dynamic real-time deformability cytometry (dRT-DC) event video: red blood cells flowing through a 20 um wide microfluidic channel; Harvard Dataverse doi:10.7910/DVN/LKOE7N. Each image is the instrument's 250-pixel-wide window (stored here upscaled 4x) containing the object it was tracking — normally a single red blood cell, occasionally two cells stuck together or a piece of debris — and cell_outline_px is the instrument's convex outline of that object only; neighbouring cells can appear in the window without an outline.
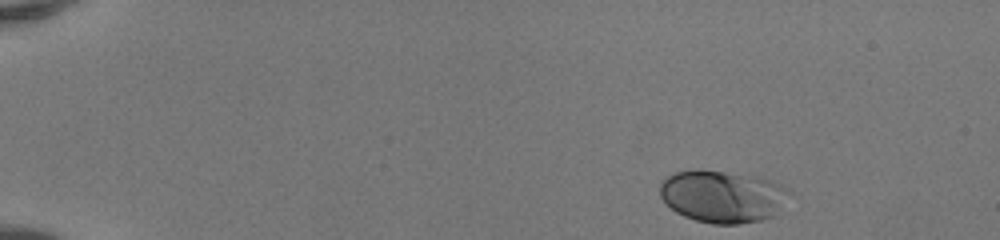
{"species": "human", "species_latin": "Homo sapiens", "temperature_condition": "room temperature", "stored_images_in_passage": 45, "camera_frame_rate_fps": 3000, "um_per_image_px": 0.085, "donor": {"sex": "female"}, "frame": {"image": 1, "passage_image": 1, "time_ms": 0.0, "image_size_px": [1000, 240], "cell_outline_px": [[764, 216], [756, 220], [736, 224], [716, 224], [696, 220], [676, 212], [660, 196], [660, 188], [664, 180], [668, 176], [676, 172], [720, 172], [728, 176]], "centroid_in_image_um": [60.2, 16.84], "position_along_channel_um": 24.8, "area_um2": 27.69}}
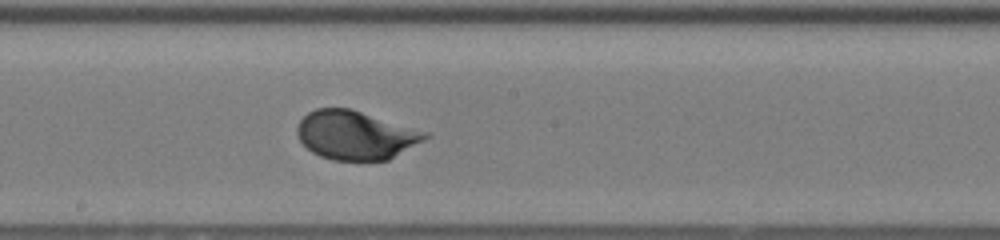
{"frame": {"image": 2, "passage_image": 24, "time_ms": 7.667, "image_size_px": [1000, 240], "cell_outline_px": [[428, 136], [388, 160], [336, 160], [320, 156], [312, 152], [300, 140], [296, 128], [300, 120], [308, 112], [316, 108], [348, 108], [360, 112]], "centroid_in_image_um": [30.04, 11.51], "position_along_channel_um": 218.2, "area_um2": 34.51}}
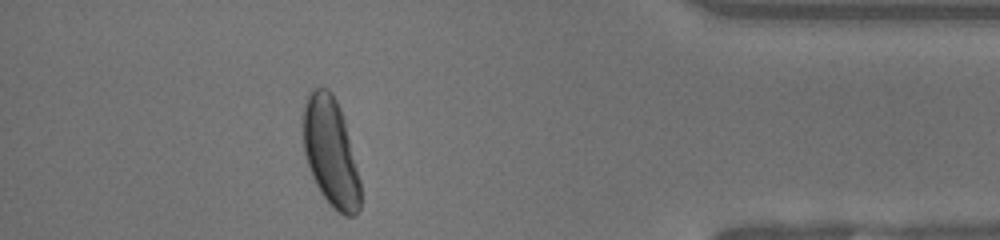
{"frame": {"image": 3, "passage_image": 40, "time_ms": 13.0, "image_size_px": [1000, 240], "cell_outline_px": [[360, 208], [352, 216], [348, 216], [340, 212], [324, 196], [316, 184], [308, 164], [304, 148], [304, 112], [308, 96], [316, 88], [324, 88], [336, 100], [344, 120], [360, 184]], "centroid_in_image_um": [28.11, 12.96], "position_along_channel_um": 407.1, "area_um2": 34.51}, "authors_computed_cell_mechanics": {"area_um2": 33.0038, "velocity_mm_per_s": 4.1299, "shape_relaxation_time_tau1_ms": 2.4877, "shape_relaxation_time_tau2_ms": null, "deformation_change_tau1": 0.1288, "deformation_change_tau2": null}}